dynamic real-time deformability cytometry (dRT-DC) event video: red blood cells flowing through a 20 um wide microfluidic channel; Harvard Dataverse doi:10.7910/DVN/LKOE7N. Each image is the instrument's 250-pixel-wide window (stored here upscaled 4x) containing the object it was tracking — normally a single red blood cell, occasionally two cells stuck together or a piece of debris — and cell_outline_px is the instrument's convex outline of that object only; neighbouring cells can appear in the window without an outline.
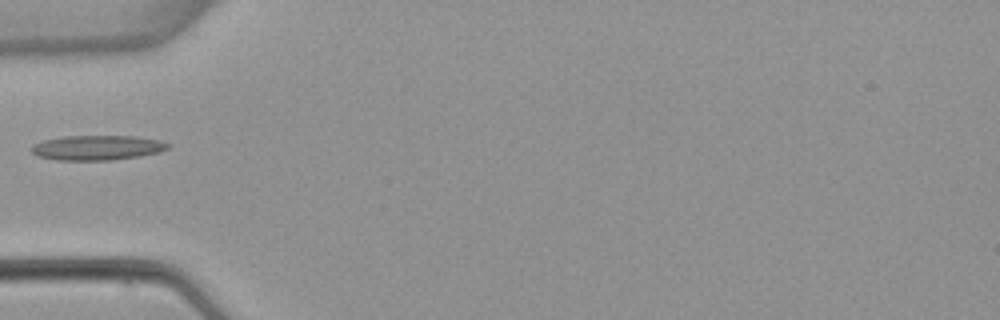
{"species": "common noctule bat (a hibernating species)", "species_latin": "Nyctalus noctula", "temperature_condition": "warm", "stored_images_in_passage": 1, "camera_frame_rate_fps": 3000, "um_per_image_px": 0.085, "animal": {"sex": "female", "body_mass_g": 22.7, "forearm_length_mm": 54.2}, "frame": {"image": 1, "passage_image": 1, "time_ms": 0.0, "image_size_px": [1000, 320], "cell_outline_px": [[172, 144], [168, 148], [160, 152], [140, 156], [112, 160], [56, 160], [40, 156], [32, 152], [32, 144], [44, 140], [64, 136], [136, 136], [160, 140]], "centroid_in_image_um": [8.31, 12.55], "position_along_channel_um": 76.7, "area_um2": 19.77}}